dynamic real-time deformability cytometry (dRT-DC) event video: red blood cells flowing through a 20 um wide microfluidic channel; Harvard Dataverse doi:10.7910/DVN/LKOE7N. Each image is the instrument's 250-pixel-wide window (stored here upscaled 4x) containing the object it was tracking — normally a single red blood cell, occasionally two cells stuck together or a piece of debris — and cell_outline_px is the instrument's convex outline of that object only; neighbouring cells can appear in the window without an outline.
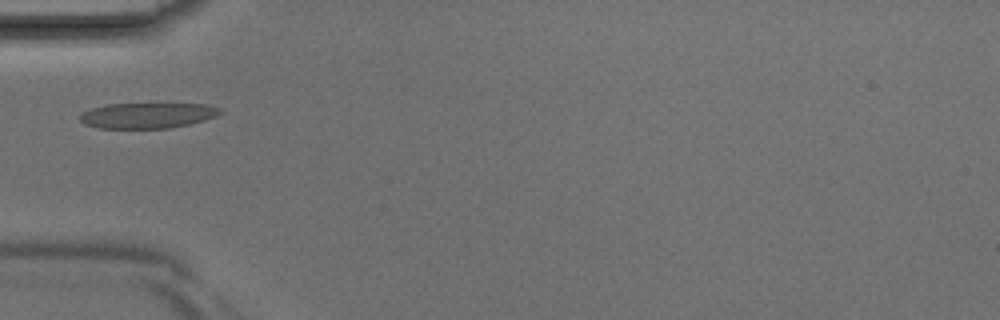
{"species": "Egyptian fruit bat (a non-hibernating species)", "species_latin": "Rousettus aegyptiacus", "temperature_condition": "room temperature", "stored_images_in_passage": 1, "camera_frame_rate_fps": 3000, "um_per_image_px": 0.085, "animal": {"sex": "male"}, "frame": {"image": 1, "passage_image": 1, "time_ms": 0.0, "image_size_px": [1000, 320], "cell_outline_px": [[220, 112], [216, 116], [204, 120], [188, 124], [168, 128], [96, 128], [84, 124], [80, 120], [80, 112], [92, 108], [108, 104], [204, 104], [220, 108]], "centroid_in_image_um": [12.47, 9.81], "position_along_channel_um": 72.5, "area_um2": 20.69}}